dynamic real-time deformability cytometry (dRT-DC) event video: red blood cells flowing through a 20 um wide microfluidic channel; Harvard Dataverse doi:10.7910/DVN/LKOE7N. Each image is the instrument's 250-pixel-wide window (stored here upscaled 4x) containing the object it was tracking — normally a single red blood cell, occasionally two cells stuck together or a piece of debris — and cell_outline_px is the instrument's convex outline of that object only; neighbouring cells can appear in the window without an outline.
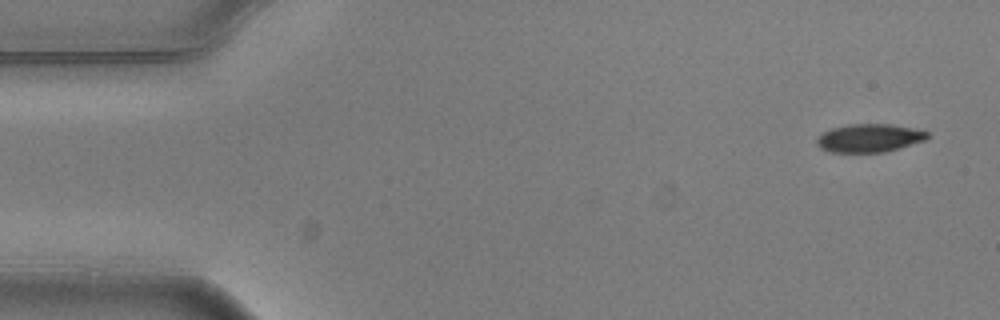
{"species": "common noctule bat (a hibernating species)", "species_latin": "Nyctalus noctula", "temperature_condition": "warm", "stored_images_in_passage": 5, "camera_frame_rate_fps": 3000, "um_per_image_px": 0.085, "animal": {"sex": "male", "body_mass_g": 20.5, "forearm_length_mm": 52.5}, "frame": {"image": 1, "passage_image": 1, "time_ms": 0.0, "image_size_px": [1000, 320], "cell_outline_px": [[928, 136], [924, 140], [884, 152], [832, 152], [820, 148], [816, 144], [816, 140], [824, 132], [832, 128], [848, 124], [888, 124], [912, 128], [928, 132]], "centroid_in_image_um": [73.85, 11.73], "position_along_channel_um": 11.1, "area_um2": 17.86}}
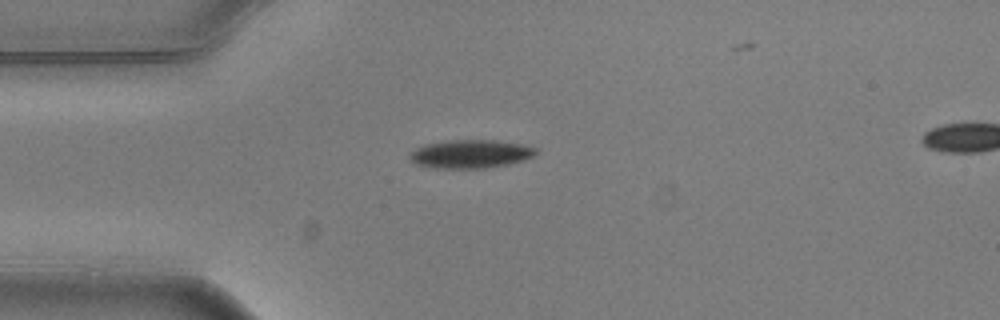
{"frame": {"image": 2, "passage_image": 4, "time_ms": 1.0, "image_size_px": [1000, 320], "cell_outline_px": [[540, 148], [532, 156], [508, 164], [484, 168], [436, 168], [416, 164], [408, 156], [408, 152], [424, 144], [448, 140], [496, 140], [524, 144]], "centroid_in_image_um": [39.98, 13.07], "position_along_channel_um": 45.0, "area_um2": 20.92}}